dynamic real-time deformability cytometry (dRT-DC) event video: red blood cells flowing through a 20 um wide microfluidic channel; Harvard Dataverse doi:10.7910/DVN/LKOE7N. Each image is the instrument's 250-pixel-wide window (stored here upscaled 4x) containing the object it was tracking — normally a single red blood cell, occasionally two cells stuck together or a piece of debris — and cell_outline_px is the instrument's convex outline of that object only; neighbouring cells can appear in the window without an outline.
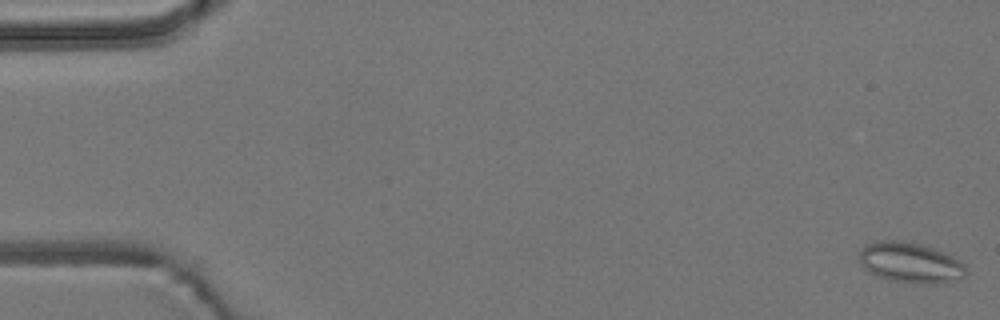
{"species": "common noctule bat (a hibernating species)", "species_latin": "Nyctalus noctula", "temperature_condition": "room temperature", "stored_images_in_passage": 5, "camera_frame_rate_fps": 3000, "um_per_image_px": 0.085, "animal": {"sex": "male", "body_mass_g": 19.2, "forearm_length_mm": 51.8}, "frame": {"image": 1, "passage_image": 1, "time_ms": 0.0, "image_size_px": [1000, 320], "cell_outline_px": [[968, 272], [964, 276], [940, 284], [916, 284], [888, 280], [876, 276], [868, 272], [864, 268], [860, 260], [860, 248], [864, 244], [880, 240], [912, 240], [944, 252], [960, 260], [964, 264]], "centroid_in_image_um": [77.37, 22.31], "position_along_channel_um": 7.6, "area_um2": 25.78}}
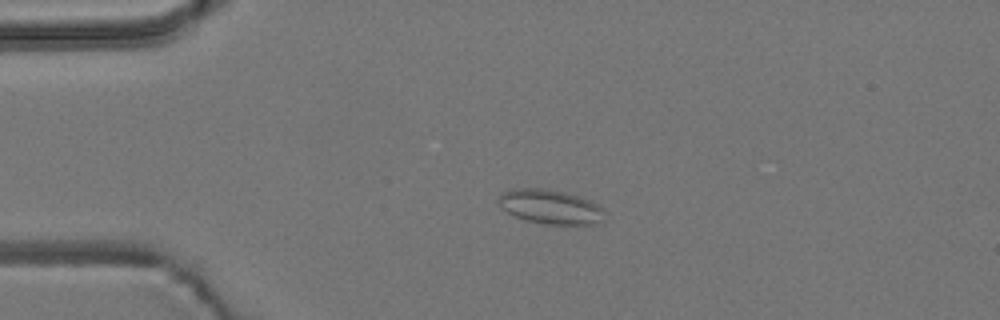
{"frame": {"image": 2, "passage_image": 4, "time_ms": 1.0, "image_size_px": [1000, 320], "cell_outline_px": [[604, 220], [592, 224], [548, 224], [524, 220], [508, 212], [496, 200], [504, 192], [512, 188], [540, 188], [564, 192], [580, 196], [592, 200], [604, 208]], "centroid_in_image_um": [46.82, 17.57], "position_along_channel_um": 38.2, "area_um2": 21.21}}
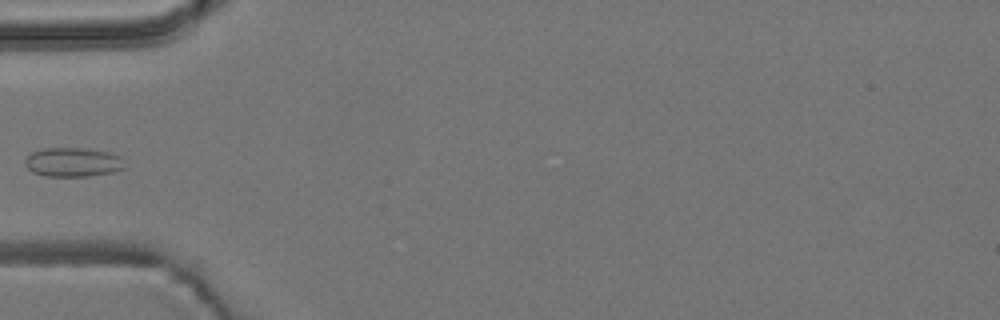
{"frame": {"image": 3, "passage_image": 5, "time_ms": 1.333, "image_size_px": [1000, 320], "cell_outline_px": [[124, 168], [112, 172], [88, 176], [44, 176], [32, 172], [24, 164], [24, 160], [32, 152], [44, 148], [84, 148], [108, 152], [120, 156]], "centroid_in_image_um": [6.15, 13.78], "position_along_channel_um": 78.8, "area_um2": 16.82}}